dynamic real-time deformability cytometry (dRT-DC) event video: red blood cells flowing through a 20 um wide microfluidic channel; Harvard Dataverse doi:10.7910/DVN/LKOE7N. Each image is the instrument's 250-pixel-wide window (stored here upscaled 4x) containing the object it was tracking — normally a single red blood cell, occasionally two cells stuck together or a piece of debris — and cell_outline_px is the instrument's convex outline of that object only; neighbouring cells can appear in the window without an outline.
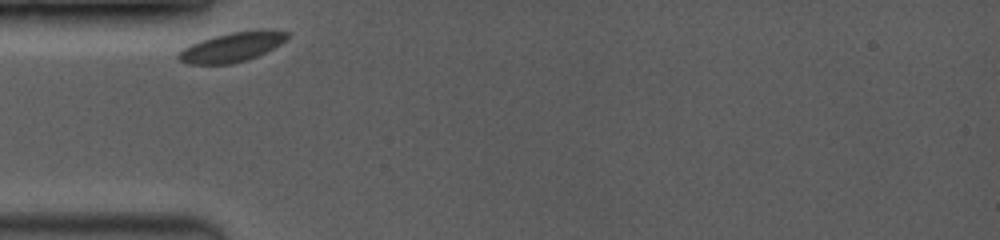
{"species": "common noctule bat (a hibernating species)", "species_latin": "Nyctalus noctula", "temperature_condition": "room temperature", "stored_images_in_passage": 26, "camera_frame_rate_fps": 3500, "um_per_image_px": 0.085, "animal": {"sex": "female", "body_mass_g": 19.0, "forearm_length_mm": 53.3}, "frame": {"image": 1, "passage_image": 1, "time_ms": 0.0, "image_size_px": [1000, 240], "cell_outline_px": [[288, 36], [280, 44], [256, 56], [232, 64], [188, 64], [180, 60], [176, 56], [184, 48], [192, 44], [212, 36], [232, 32], [260, 28], [288, 32]], "centroid_in_image_um": [19.72, 3.98], "position_along_channel_um": 65.3, "area_um2": 18.5}}
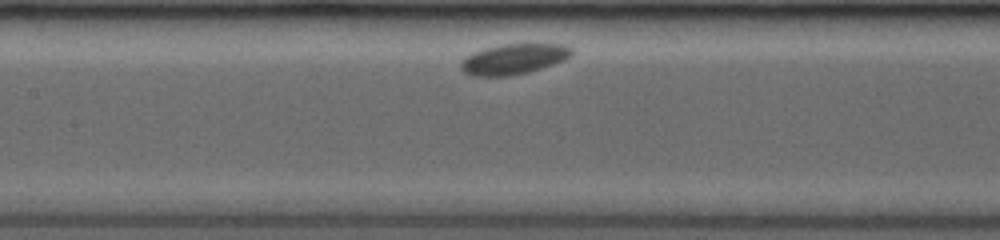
{"frame": {"image": 2, "passage_image": 9, "time_ms": 2.857, "image_size_px": [1000, 240], "cell_outline_px": [[572, 56], [564, 60], [528, 72], [508, 76], [472, 76], [464, 72], [460, 68], [460, 60], [472, 52], [484, 48], [500, 44], [564, 44], [572, 48]], "centroid_in_image_um": [43.62, 5.01], "position_along_channel_um": 163.8, "area_um2": 19.77}}
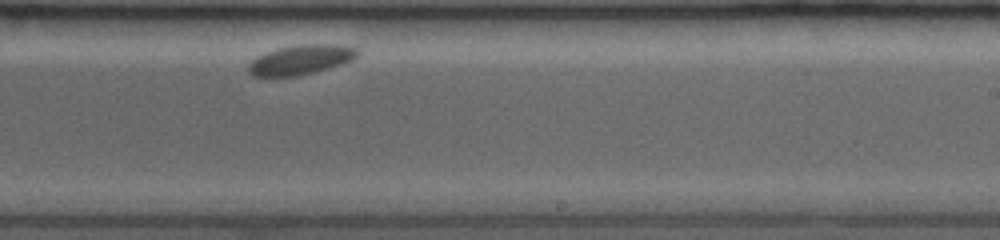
{"frame": {"image": 3, "passage_image": 26, "time_ms": 5.714, "image_size_px": [1000, 240], "cell_outline_px": [[360, 52], [352, 60], [328, 68], [296, 76], [252, 76], [248, 72], [248, 64], [256, 56], [264, 52], [280, 48], [300, 44], [340, 44], [356, 48]], "centroid_in_image_um": [25.54, 5.06], "position_along_channel_um": 263.5, "area_um2": 18.79}}